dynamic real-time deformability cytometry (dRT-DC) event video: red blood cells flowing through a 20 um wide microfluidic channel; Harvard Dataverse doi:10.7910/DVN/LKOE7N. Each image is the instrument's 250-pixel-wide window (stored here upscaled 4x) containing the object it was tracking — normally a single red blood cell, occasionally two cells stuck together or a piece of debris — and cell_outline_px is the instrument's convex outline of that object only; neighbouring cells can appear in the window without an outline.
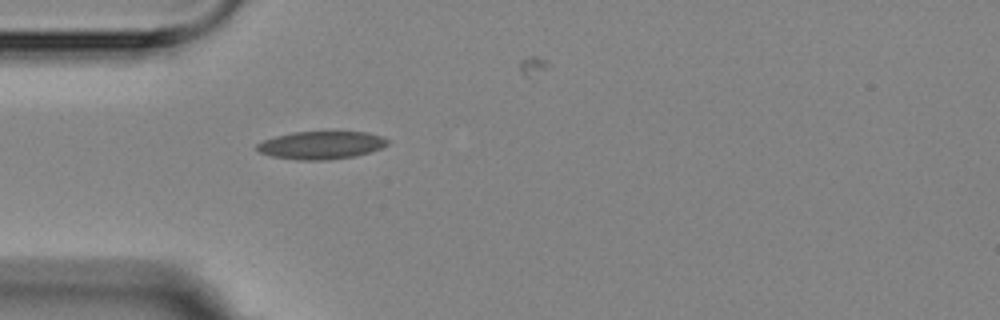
{"species": "Egyptian fruit bat (a non-hibernating species)", "species_latin": "Rousettus aegyptiacus", "temperature_condition": "room temperature", "stored_images_in_passage": 2, "camera_frame_rate_fps": 3000, "um_per_image_px": 0.085, "animal": {"sex": "female"}, "frame": {"image": 1, "passage_image": 2, "time_ms": 1.667, "image_size_px": [1000, 320], "cell_outline_px": [[388, 144], [380, 148], [356, 156], [324, 160], [300, 160], [272, 156], [260, 152], [256, 148], [256, 144], [264, 140], [276, 136], [292, 132], [368, 132], [380, 136], [388, 140]], "centroid_in_image_um": [27.28, 12.33], "position_along_channel_um": 57.7, "area_um2": 20.98}}